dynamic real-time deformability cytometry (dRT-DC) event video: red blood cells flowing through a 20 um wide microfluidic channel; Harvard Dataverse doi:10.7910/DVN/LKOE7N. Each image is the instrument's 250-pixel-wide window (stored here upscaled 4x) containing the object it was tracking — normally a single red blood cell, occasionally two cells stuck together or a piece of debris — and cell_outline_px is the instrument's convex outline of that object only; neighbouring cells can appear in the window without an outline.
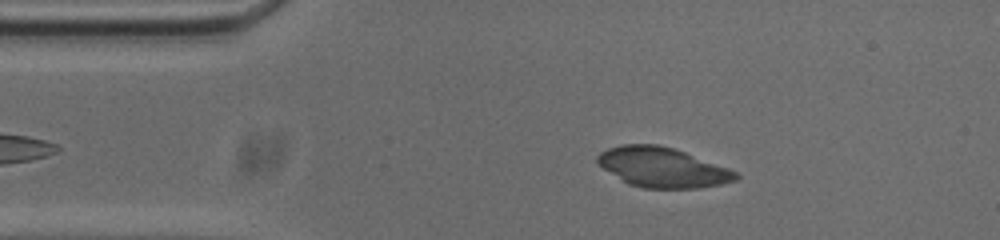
{"species": "common noctule bat (a hibernating species)", "species_latin": "Nyctalus noctula", "temperature_condition": "cold", "stored_images_in_passage": 52, "camera_frame_rate_fps": 3000, "um_per_image_px": 0.085, "animal": {"sex": "male", "body_mass_g": 20.0, "forearm_length_mm": 53.3}, "frame": {"image": 1, "passage_image": 7, "time_ms": 2.0, "image_size_px": [1000, 240], "cell_outline_px": [[740, 176], [736, 180], [720, 184], [700, 188], [644, 188], [628, 184], [604, 168], [596, 160], [596, 156], [600, 152], [608, 148], [624, 144], [656, 144], [672, 148], [684, 152], [728, 168], [736, 172]], "centroid_in_image_um": [56.3, 14.23], "position_along_channel_um": 28.7, "area_um2": 31.73}}